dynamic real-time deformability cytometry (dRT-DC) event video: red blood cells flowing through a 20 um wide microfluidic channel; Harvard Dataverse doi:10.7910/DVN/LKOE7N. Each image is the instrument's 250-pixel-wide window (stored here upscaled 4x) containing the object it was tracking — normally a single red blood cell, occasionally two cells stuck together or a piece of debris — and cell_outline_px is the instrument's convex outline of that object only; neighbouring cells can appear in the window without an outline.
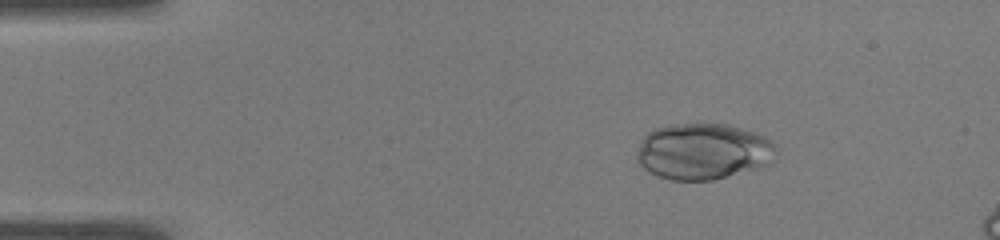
{"species": "common noctule bat (a hibernating species)", "species_latin": "Nyctalus noctula", "temperature_condition": "warm", "stored_images_in_passage": 56, "segment_of_instrument_passage": [1, 2], "camera_frame_rate_fps": 3000, "um_per_image_px": 0.085, "animal": {"sex": "male", "body_mass_g": 19.0, "forearm_length_mm": 50.8}, "frame": {"image": 1, "passage_image": 10, "time_ms": 3.0, "image_size_px": [1000, 240], "cell_outline_px": [[748, 140], [744, 164], [720, 176], [704, 180], [680, 180], [664, 176], [656, 172], [644, 152], [644, 148], [648, 140], [656, 132], [684, 128], [716, 128], [732, 132]], "centroid_in_image_um": [59.13, 13.0], "position_along_channel_um": 25.9, "area_um2": 31.67}}
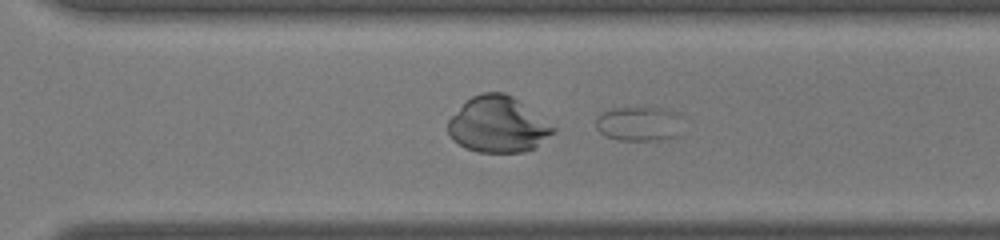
{"frame": {"image": 2, "passage_image": 39, "time_ms": 12.667, "image_size_px": [1000, 240], "cell_outline_px": [[552, 132], [532, 148], [516, 152], [484, 152], [468, 148], [460, 144], [452, 136], [448, 128], [448, 124], [464, 104], [468, 100], [476, 96], [488, 92], [496, 92], [508, 96], [552, 128]], "centroid_in_image_um": [42.24, 10.63], "position_along_channel_um": 328.4, "area_um2": 31.39}}
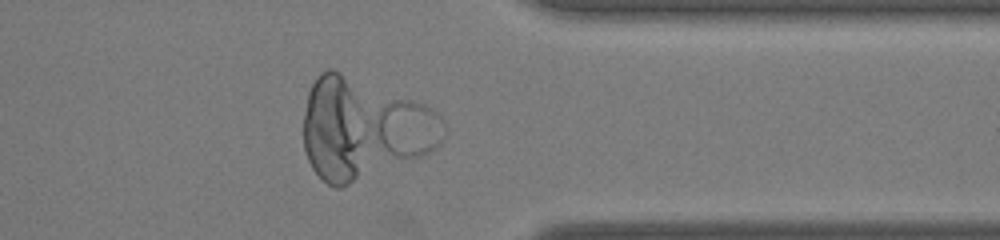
{"frame": {"image": 3, "passage_image": 44, "time_ms": 14.333, "image_size_px": [1000, 240], "cell_outline_px": [[352, 176], [344, 184], [332, 184], [324, 180], [316, 172], [308, 156], [304, 144], [304, 120], [308, 100], [312, 88], [316, 80], [324, 72], [336, 72], [340, 76], [344, 88], [352, 144]], "centroid_in_image_um": [27.95, 11.05], "position_along_channel_um": 383.4, "area_um2": 30.69}}